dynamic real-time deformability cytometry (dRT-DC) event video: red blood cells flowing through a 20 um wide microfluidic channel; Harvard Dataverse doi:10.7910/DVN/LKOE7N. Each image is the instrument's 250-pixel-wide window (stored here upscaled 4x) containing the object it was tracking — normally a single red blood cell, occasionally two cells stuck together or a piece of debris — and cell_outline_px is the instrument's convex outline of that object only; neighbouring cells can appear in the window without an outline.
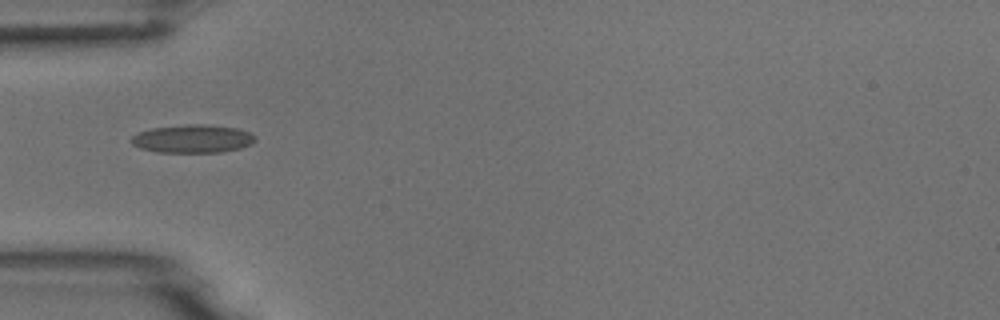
{"species": "common noctule bat (a hibernating species)", "species_latin": "Nyctalus noctula", "temperature_condition": "room temperature", "stored_images_in_passage": 37, "camera_frame_rate_fps": 3000, "um_per_image_px": 0.085, "animal": {"sex": "male", "body_mass_g": 18.8}, "frame": {"image": 1, "passage_image": 1, "time_ms": 0.0, "image_size_px": [1000, 320], "cell_outline_px": [[256, 140], [252, 144], [240, 148], [220, 152], [160, 152], [140, 148], [132, 144], [128, 140], [136, 132], [152, 128], [184, 124], [204, 124], [236, 128], [248, 132], [256, 136]], "centroid_in_image_um": [16.34, 11.79], "position_along_channel_um": 68.7, "area_um2": 20.46}, "authors_computed_cell_mechanics": {"area_um2": 18.6694, "velocity_mm_per_s": 3.7786, "shape_relaxation_time_tau1_ms": 7.7814, "shape_relaxation_time_tau2_ms": 1.3102, "deformation_change_tau1": 0.1848, "deformation_change_tau2": 0.0832}}